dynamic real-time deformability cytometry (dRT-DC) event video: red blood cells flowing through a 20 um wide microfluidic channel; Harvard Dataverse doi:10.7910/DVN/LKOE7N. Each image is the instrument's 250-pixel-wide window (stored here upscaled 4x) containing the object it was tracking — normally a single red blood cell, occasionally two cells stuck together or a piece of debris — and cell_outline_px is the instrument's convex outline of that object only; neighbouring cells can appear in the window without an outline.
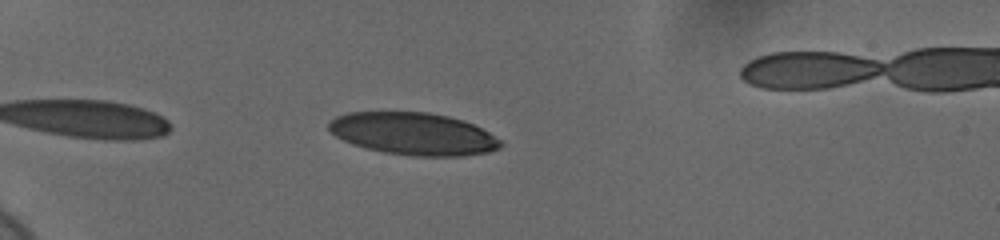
{"species": "human", "species_latin": "Homo sapiens", "temperature_condition": "cold", "stored_images_in_passage": 38, "camera_frame_rate_fps": 3000, "um_per_image_px": 0.085, "donor": {"sex": "female"}, "frame": {"image": 1, "passage_image": 3, "time_ms": 0.667, "image_size_px": [1000, 240], "cell_outline_px": [[504, 144], [500, 148], [488, 152], [460, 156], [412, 156], [384, 152], [352, 144], [336, 136], [328, 128], [328, 120], [336, 116], [348, 112], [428, 112], [448, 116], [472, 124], [488, 132], [500, 140]], "centroid_in_image_um": [35.11, 11.37], "position_along_channel_um": 49.9, "area_um2": 42.25}}
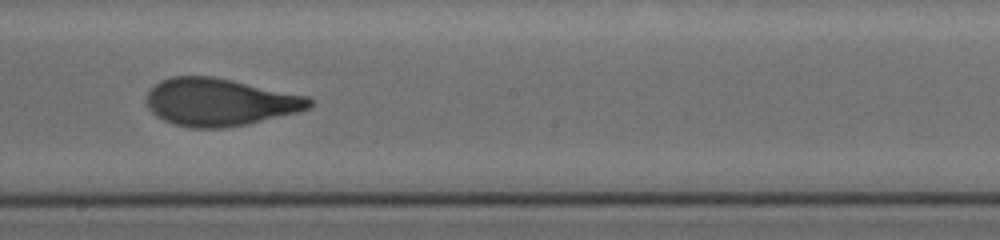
{"frame": {"image": 2, "passage_image": 21, "time_ms": 6.667, "image_size_px": [1000, 240], "cell_outline_px": [[312, 104], [308, 108], [296, 112], [248, 124], [224, 128], [192, 128], [172, 124], [156, 116], [148, 108], [148, 92], [160, 80], [172, 76], [212, 76], [232, 80], [308, 96], [312, 100]], "centroid_in_image_um": [18.66, 8.68], "position_along_channel_um": 229.5, "area_um2": 44.91}}
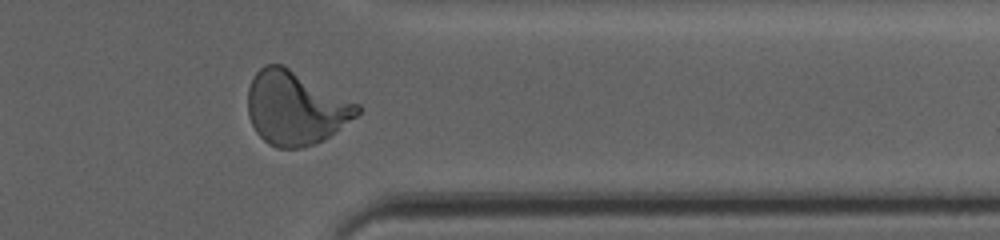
{"frame": {"image": 3, "passage_image": 34, "time_ms": 11.0, "image_size_px": [1000, 240], "cell_outline_px": [[364, 108], [356, 116], [340, 128], [316, 144], [300, 148], [276, 148], [268, 144], [256, 132], [248, 116], [248, 88], [256, 72], [264, 64], [284, 64], [360, 104]], "centroid_in_image_um": [25.12, 9.16], "position_along_channel_um": 386.3, "area_um2": 47.28}, "authors_computed_cell_mechanics": {"area_um2": 44.506, "velocity_mm_per_s": 3.6673, "shape_relaxation_time_tau1_ms": 4.7925, "shape_relaxation_time_tau2_ms": 0.8027, "deformation_change_tau1": 0.2038, "deformation_change_tau2": 0.0679}}